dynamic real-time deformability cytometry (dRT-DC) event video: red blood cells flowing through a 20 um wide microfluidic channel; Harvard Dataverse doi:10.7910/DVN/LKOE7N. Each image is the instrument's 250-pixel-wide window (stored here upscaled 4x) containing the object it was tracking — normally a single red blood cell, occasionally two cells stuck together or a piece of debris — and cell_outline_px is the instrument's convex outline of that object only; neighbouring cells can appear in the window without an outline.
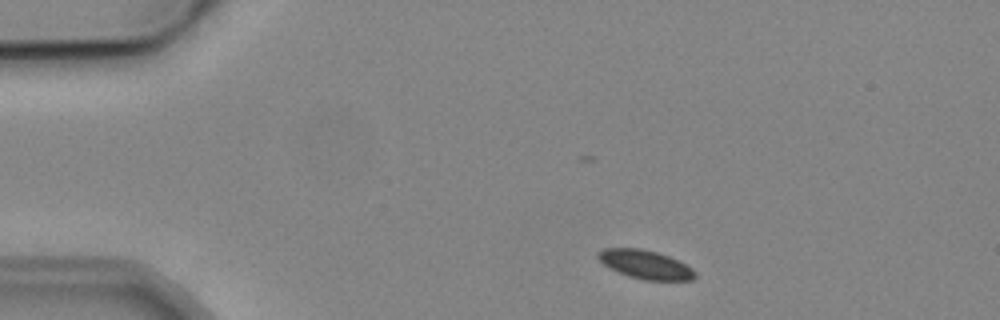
{"species": "common noctule bat (a hibernating species)", "species_latin": "Nyctalus noctula", "temperature_condition": "cold", "stored_images_in_passage": 3, "segment_of_instrument_passage": [1, 2], "camera_frame_rate_fps": 3000, "um_per_image_px": 0.085, "animal": {"sex": "male", "body_mass_g": 19.2, "forearm_length_mm": 51.8}, "frame": {"image": 1, "passage_image": 1, "time_ms": 0.0, "image_size_px": [1000, 320], "cell_outline_px": [[696, 276], [692, 280], [644, 280], [628, 276], [604, 264], [596, 256], [596, 252], [604, 248], [640, 248], [656, 252], [668, 256], [692, 268], [696, 272]], "centroid_in_image_um": [54.85, 22.48], "position_along_channel_um": 30.2, "area_um2": 16.01}}